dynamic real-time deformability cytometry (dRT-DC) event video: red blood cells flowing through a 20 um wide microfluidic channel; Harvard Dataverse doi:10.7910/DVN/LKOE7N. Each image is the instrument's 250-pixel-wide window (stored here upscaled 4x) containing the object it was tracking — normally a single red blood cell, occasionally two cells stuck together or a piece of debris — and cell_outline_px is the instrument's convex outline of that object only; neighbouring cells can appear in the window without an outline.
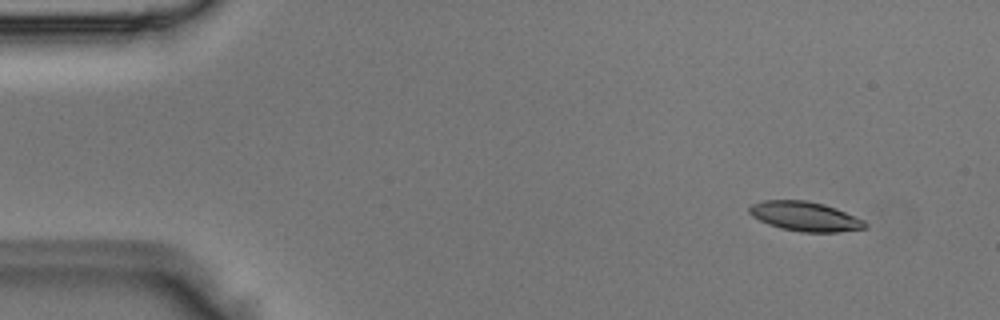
{"species": "Egyptian fruit bat (a non-hibernating species)", "species_latin": "Rousettus aegyptiacus", "temperature_condition": "room temperature", "stored_images_in_passage": 4, "camera_frame_rate_fps": 3000, "um_per_image_px": 0.085, "animal": {"sex": "male"}, "frame": {"image": 1, "passage_image": 1, "time_ms": 0.0, "image_size_px": [1000, 320], "cell_outline_px": [[868, 228], [840, 232], [800, 232], [780, 228], [768, 224], [752, 216], [748, 212], [748, 208], [752, 204], [764, 200], [804, 200], [824, 204], [836, 208], [864, 220], [868, 224]], "centroid_in_image_um": [68.45, 18.4], "position_along_channel_um": 16.6, "area_um2": 20.0}}
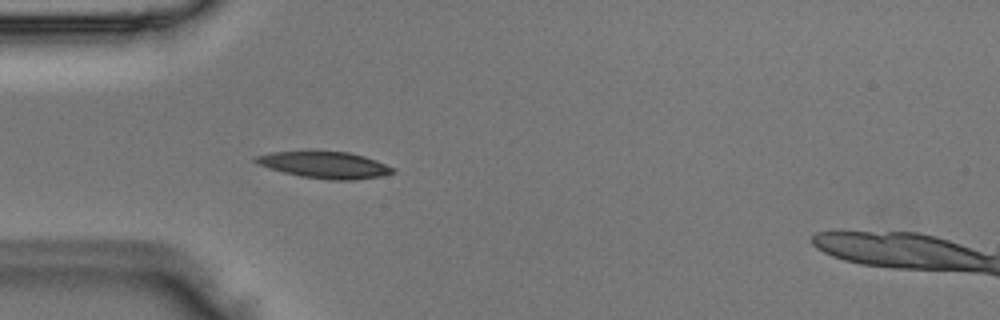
{"frame": {"image": 2, "passage_image": 4, "time_ms": 1.0, "image_size_px": [1000, 320], "cell_outline_px": [[396, 172], [380, 176], [356, 180], [332, 180], [300, 176], [268, 168], [252, 160], [252, 156], [272, 152], [348, 152], [364, 156], [376, 160], [396, 168]], "centroid_in_image_um": [27.62, 14.03], "position_along_channel_um": 57.4, "area_um2": 21.15}}